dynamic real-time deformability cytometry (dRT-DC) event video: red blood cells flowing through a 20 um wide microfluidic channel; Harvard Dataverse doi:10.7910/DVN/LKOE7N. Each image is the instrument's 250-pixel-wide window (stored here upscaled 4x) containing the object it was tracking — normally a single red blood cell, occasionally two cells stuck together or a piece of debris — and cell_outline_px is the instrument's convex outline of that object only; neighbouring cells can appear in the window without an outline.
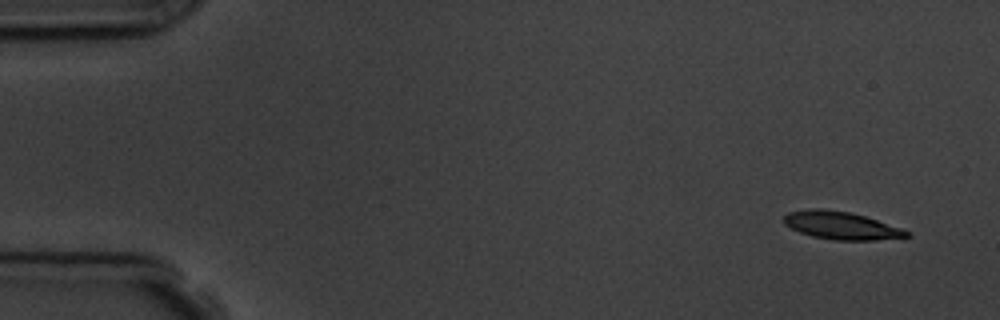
{"species": "common noctule bat (a hibernating species)", "species_latin": "Nyctalus noctula", "temperature_condition": "room temperature", "stored_images_in_passage": 8, "camera_frame_rate_fps": 3000, "um_per_image_px": 0.085, "animal": {"sex": "male", "body_mass_g": 19.5, "forearm_length_mm": 54.6}, "frame": {"image": 1, "passage_image": 1, "time_ms": 0.0, "image_size_px": [1000, 320], "cell_outline_px": [[912, 236], [876, 240], [832, 240], [812, 236], [800, 232], [784, 224], [784, 216], [788, 212], [808, 208], [820, 208], [848, 212], [864, 216], [900, 228], [908, 232]], "centroid_in_image_um": [71.45, 19.17], "position_along_channel_um": 13.5, "area_um2": 19.65}}
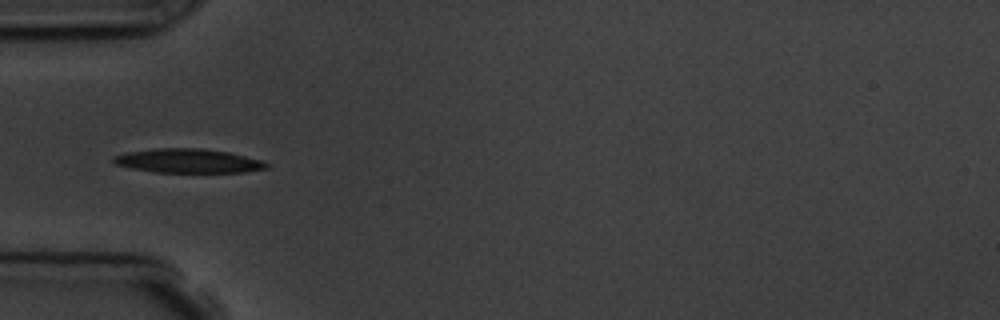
{"frame": {"image": 2, "passage_image": 5, "time_ms": 4.667, "image_size_px": [1000, 320], "cell_outline_px": [[272, 164], [268, 168], [244, 172], [156, 172], [132, 168], [116, 164], [112, 160], [112, 156], [128, 152], [156, 148], [204, 148], [228, 152], [260, 160]], "centroid_in_image_um": [16.01, 13.67], "position_along_channel_um": 69.0, "area_um2": 21.39}}
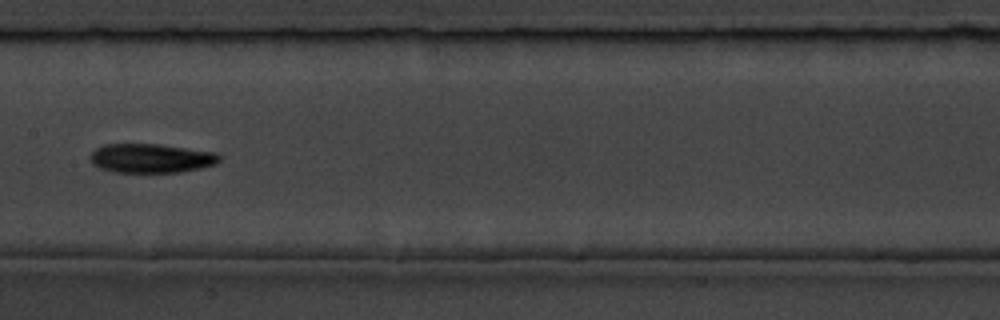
{"frame": {"image": 3, "passage_image": 8, "time_ms": 8.0, "image_size_px": [1000, 320], "cell_outline_px": [[220, 160], [216, 164], [200, 168], [180, 172], [112, 172], [100, 168], [92, 164], [92, 152], [96, 148], [104, 144], [160, 144], [216, 152], [220, 156]], "centroid_in_image_um": [12.86, 13.45], "position_along_channel_um": 194.5, "area_um2": 21.91}}